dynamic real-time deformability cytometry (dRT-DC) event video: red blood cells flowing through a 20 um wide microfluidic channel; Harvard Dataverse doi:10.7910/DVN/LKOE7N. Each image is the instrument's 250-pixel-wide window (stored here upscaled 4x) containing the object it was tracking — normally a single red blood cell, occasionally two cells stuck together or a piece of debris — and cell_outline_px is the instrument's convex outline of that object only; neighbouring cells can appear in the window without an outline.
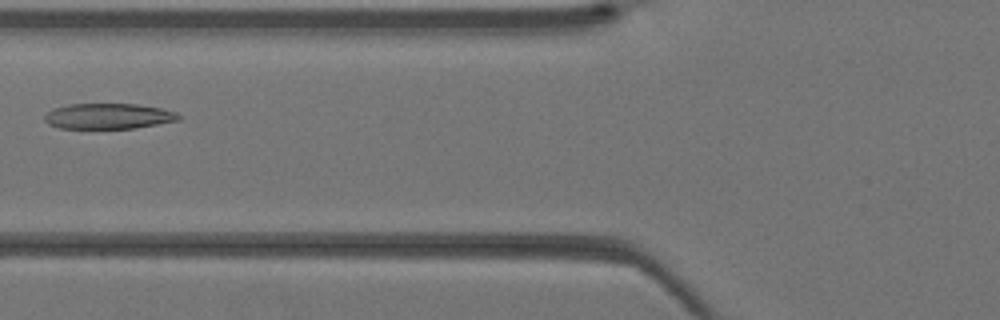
{"species": "Egyptian fruit bat (a non-hibernating species)", "species_latin": "Rousettus aegyptiacus", "temperature_condition": "warm", "stored_images_in_passage": 39, "camera_frame_rate_fps": 3000, "um_per_image_px": 0.085, "animal": {"sex": "female"}, "frame": {"image": 1, "passage_image": 14, "time_ms": 4.333, "image_size_px": [1000, 320], "cell_outline_px": [[180, 120], [132, 128], [60, 128], [48, 124], [44, 120], [44, 116], [52, 108], [68, 104], [136, 104], [160, 108], [176, 112], [180, 116]], "centroid_in_image_um": [9.18, 9.87], "position_along_channel_um": 116.6, "area_um2": 19.83}}
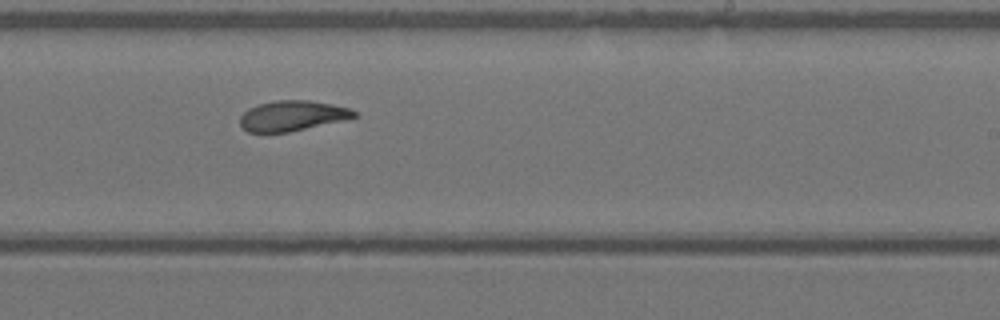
{"frame": {"image": 2, "passage_image": 23, "time_ms": 7.333, "image_size_px": [1000, 320], "cell_outline_px": [[356, 116], [340, 120], [288, 132], [248, 132], [240, 124], [240, 116], [248, 108], [260, 104], [276, 100], [308, 100], [332, 104], [348, 108], [356, 112]], "centroid_in_image_um": [24.79, 9.83], "position_along_channel_um": 264.2, "area_um2": 19.65}}
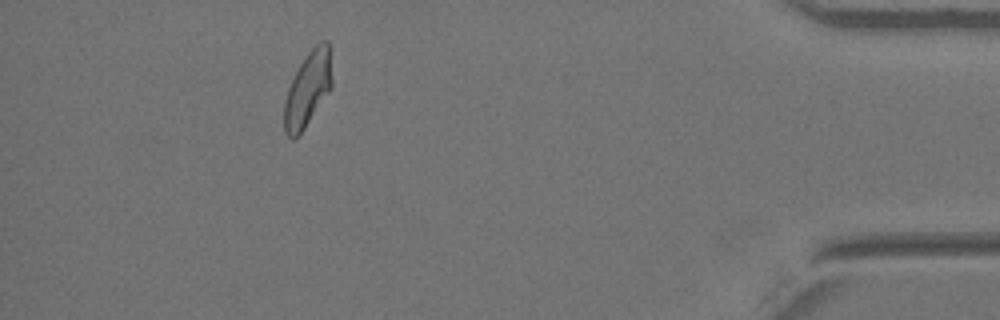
{"frame": {"image": 3, "passage_image": 35, "time_ms": 11.333, "image_size_px": [1000, 320], "cell_outline_px": [[332, 88], [304, 128], [292, 140], [284, 132], [284, 100], [288, 88], [300, 64], [308, 52], [320, 40], [328, 40], [332, 80]], "centroid_in_image_um": [26.16, 7.57], "position_along_channel_um": 409.0, "area_um2": 20.63}}